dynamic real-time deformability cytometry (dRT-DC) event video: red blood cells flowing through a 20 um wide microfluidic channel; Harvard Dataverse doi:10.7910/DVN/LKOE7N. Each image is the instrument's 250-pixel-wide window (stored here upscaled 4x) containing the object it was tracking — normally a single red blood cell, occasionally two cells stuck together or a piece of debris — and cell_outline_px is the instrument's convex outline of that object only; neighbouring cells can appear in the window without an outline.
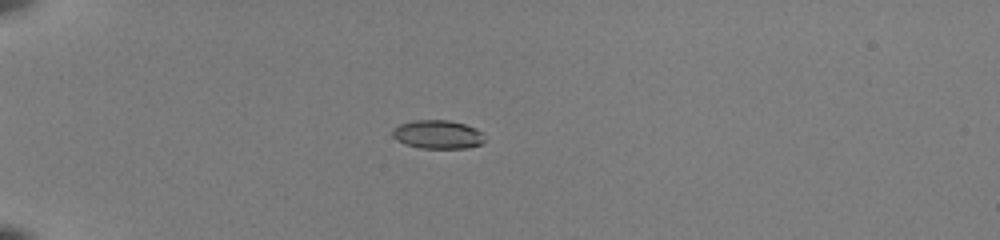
{"species": "common noctule bat (a hibernating species)", "species_latin": "Nyctalus noctula", "temperature_condition": "room temperature", "stored_images_in_passage": 54, "camera_frame_rate_fps": 3000, "um_per_image_px": 0.085, "animal": {"sex": "female", "body_mass_g": 22.0, "forearm_length_mm": 56.7}, "frame": {"image": 1, "passage_image": 17, "time_ms": 5.333, "image_size_px": [1000, 240], "cell_outline_px": [[484, 140], [480, 144], [468, 148], [420, 148], [404, 144], [392, 136], [392, 132], [400, 124], [412, 120], [448, 120], [464, 124], [476, 128], [484, 132]], "centroid_in_image_um": [37.23, 11.43], "position_along_channel_um": 47.8, "area_um2": 15.37}}
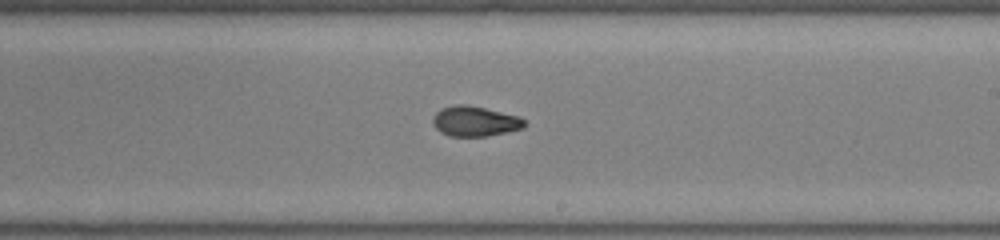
{"frame": {"image": 2, "passage_image": 35, "time_ms": 11.333, "image_size_px": [1000, 240], "cell_outline_px": [[524, 128], [488, 136], [448, 136], [440, 132], [432, 124], [432, 120], [436, 112], [440, 108], [456, 104], [464, 104], [484, 108], [520, 116], [524, 120]], "centroid_in_image_um": [40.34, 10.31], "position_along_channel_um": 248.7, "area_um2": 16.13}}
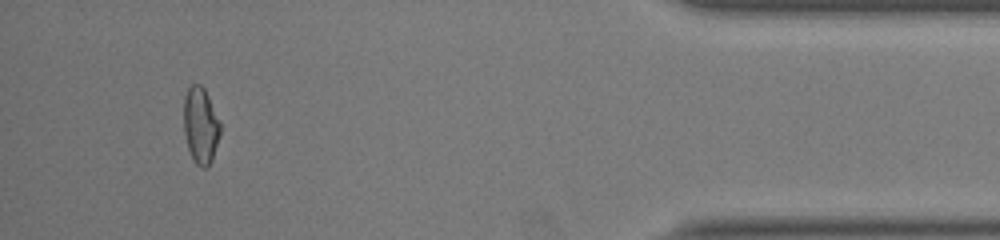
{"frame": {"image": 3, "passage_image": 51, "time_ms": 16.667, "image_size_px": [1000, 240], "cell_outline_px": [[220, 132], [212, 160], [208, 168], [200, 168], [192, 160], [188, 148], [184, 132], [184, 96], [188, 88], [192, 84], [200, 84], [204, 88], [220, 120]], "centroid_in_image_um": [17.05, 10.68], "position_along_channel_um": 418.2, "area_um2": 16.36}, "authors_computed_cell_mechanics": {"area_um2": 15.7794, "velocity_mm_per_s": 4.0215, "shape_relaxation_time_tau1_ms": 7.708, "shape_relaxation_time_tau2_ms": 1.5409, "deformation_change_tau1": 0.233, "deformation_change_tau2": 0.0671}}